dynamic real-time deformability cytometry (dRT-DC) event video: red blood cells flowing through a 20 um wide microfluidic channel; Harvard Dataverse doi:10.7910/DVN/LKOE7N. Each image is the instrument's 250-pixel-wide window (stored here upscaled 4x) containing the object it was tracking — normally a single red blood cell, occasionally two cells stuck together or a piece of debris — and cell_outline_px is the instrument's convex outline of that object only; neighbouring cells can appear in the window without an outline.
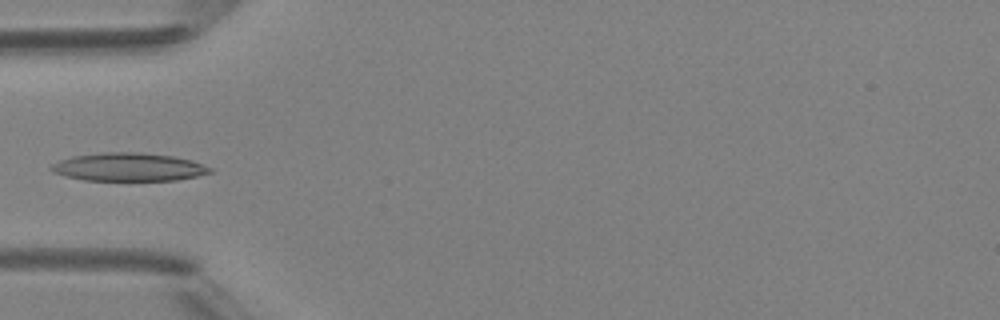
{"species": "Egyptian fruit bat (a non-hibernating species)", "species_latin": "Rousettus aegyptiacus", "temperature_condition": "room temperature", "stored_images_in_passage": 4, "camera_frame_rate_fps": 3000, "um_per_image_px": 0.085, "animal": {"sex": "female"}, "frame": {"image": 1, "passage_image": 4, "time_ms": 3.333, "image_size_px": [1000, 320], "cell_outline_px": [[212, 172], [196, 176], [176, 180], [84, 180], [64, 176], [52, 172], [48, 168], [52, 164], [60, 160], [72, 156], [100, 152], [140, 152], [172, 156], [192, 160], [212, 168]], "centroid_in_image_um": [10.89, 14.19], "position_along_channel_um": 74.1, "area_um2": 26.13}}